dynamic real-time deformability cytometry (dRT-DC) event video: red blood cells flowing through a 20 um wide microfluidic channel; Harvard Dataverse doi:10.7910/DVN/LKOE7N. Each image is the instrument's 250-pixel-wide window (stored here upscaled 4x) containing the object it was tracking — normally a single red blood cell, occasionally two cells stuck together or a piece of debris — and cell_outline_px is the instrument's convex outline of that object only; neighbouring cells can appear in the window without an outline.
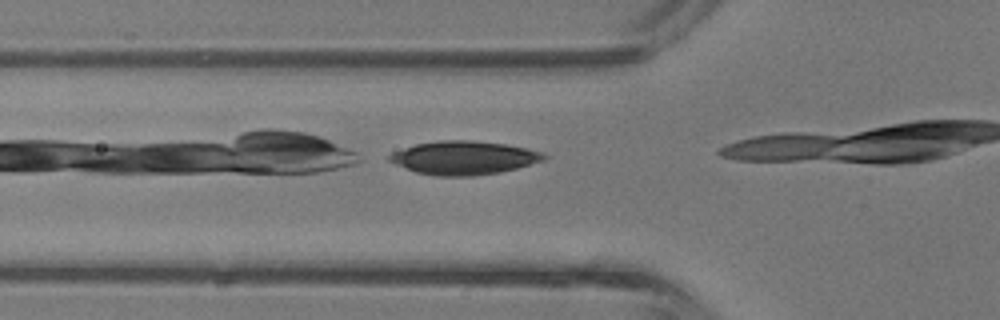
{"species": "common noctule bat (a hibernating species)", "species_latin": "Nyctalus noctula", "temperature_condition": "room temperature", "stored_images_in_passage": 6, "camera_frame_rate_fps": 3000, "um_per_image_px": 0.085, "animal": {"sex": "male", "body_mass_g": 13.3}, "frame": {"image": 1, "passage_image": 3, "time_ms": 0.667, "image_size_px": [1000, 320], "cell_outline_px": [[548, 156], [544, 160], [516, 168], [500, 172], [472, 176], [436, 176], [416, 172], [396, 164], [388, 160], [388, 156], [392, 152], [416, 144], [440, 140], [472, 140], [504, 144], [528, 148], [544, 152]], "centroid_in_image_um": [39.44, 13.41], "position_along_channel_um": 86.4, "area_um2": 30.11}}